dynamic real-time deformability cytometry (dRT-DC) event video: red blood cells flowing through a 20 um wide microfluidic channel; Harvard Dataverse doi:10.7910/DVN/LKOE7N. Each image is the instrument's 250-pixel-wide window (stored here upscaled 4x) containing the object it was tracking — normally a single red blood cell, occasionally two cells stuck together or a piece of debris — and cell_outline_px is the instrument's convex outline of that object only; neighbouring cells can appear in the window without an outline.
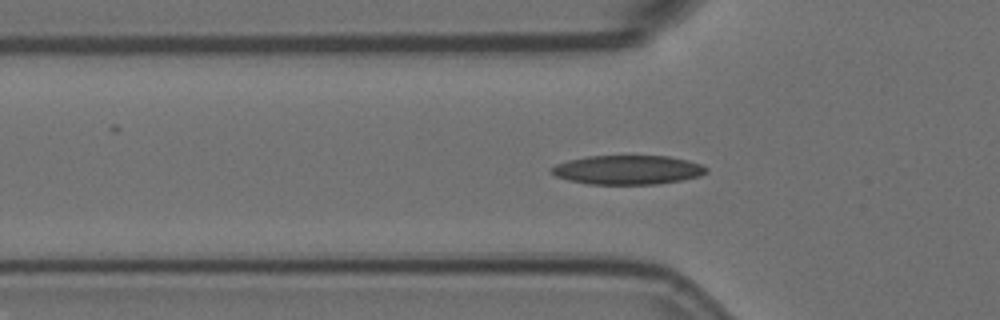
{"species": "Egyptian fruit bat (a non-hibernating species)", "species_latin": "Rousettus aegyptiacus", "temperature_condition": "room temperature", "stored_images_in_passage": 43, "camera_frame_rate_fps": 3000, "um_per_image_px": 0.085, "animal": {"sex": "female"}, "frame": {"image": 1, "passage_image": 3, "time_ms": 0.667, "image_size_px": [1000, 320], "cell_outline_px": [[708, 172], [700, 176], [680, 180], [656, 184], [588, 184], [568, 180], [556, 176], [548, 172], [548, 168], [556, 164], [568, 160], [588, 156], [668, 156], [688, 160], [700, 164], [708, 168]], "centroid_in_image_um": [53.32, 14.44], "position_along_channel_um": 72.5, "area_um2": 26.41}}
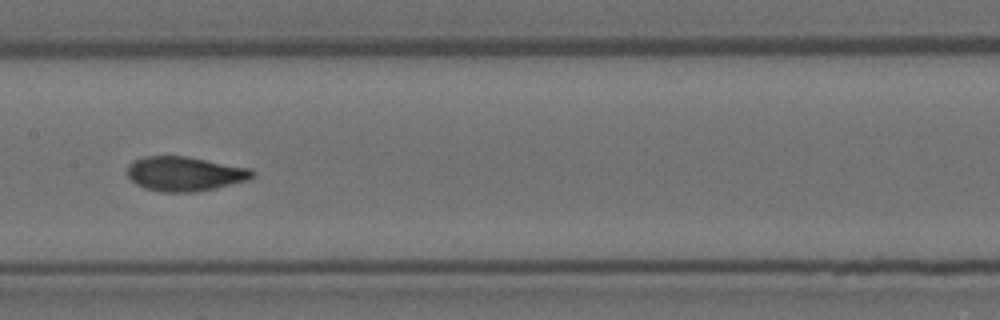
{"frame": {"image": 2, "passage_image": 13, "time_ms": 4.0, "image_size_px": [1000, 320], "cell_outline_px": [[256, 176], [248, 180], [196, 192], [164, 192], [144, 188], [136, 184], [128, 176], [128, 164], [132, 160], [144, 156], [188, 156], [252, 168], [256, 172]], "centroid_in_image_um": [15.73, 14.76], "position_along_channel_um": 191.7, "area_um2": 25.37}}
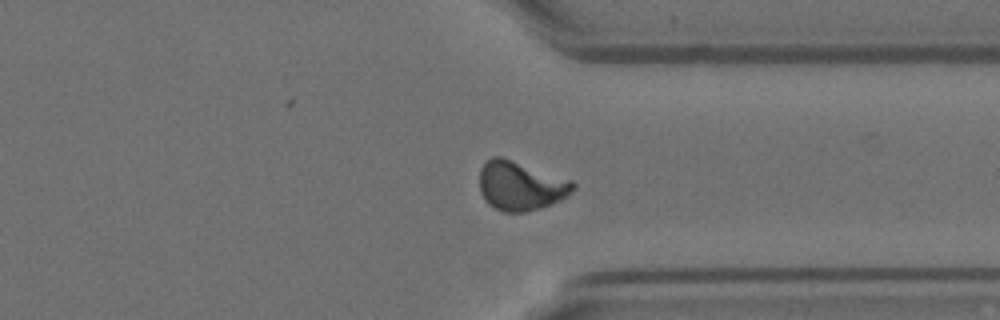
{"frame": {"image": 3, "passage_image": 28, "time_ms": 9.0, "image_size_px": [1000, 320], "cell_outline_px": [[576, 188], [568, 196], [552, 204], [540, 208], [524, 212], [504, 212], [488, 204], [484, 200], [480, 192], [480, 168], [492, 156], [500, 156], [572, 180], [576, 184]], "centroid_in_image_um": [44.26, 15.8], "position_along_channel_um": 367.1, "area_um2": 26.82}, "authors_computed_cell_mechanics": {"area_um2": 24.9118, "velocity_mm_per_s": 3.5431, "shape_relaxation_time_tau1_ms": 3.8874, "shape_relaxation_time_tau2_ms": 1.0679, "deformation_change_tau1": 0.1759, "deformation_change_tau2": 0.0706}}